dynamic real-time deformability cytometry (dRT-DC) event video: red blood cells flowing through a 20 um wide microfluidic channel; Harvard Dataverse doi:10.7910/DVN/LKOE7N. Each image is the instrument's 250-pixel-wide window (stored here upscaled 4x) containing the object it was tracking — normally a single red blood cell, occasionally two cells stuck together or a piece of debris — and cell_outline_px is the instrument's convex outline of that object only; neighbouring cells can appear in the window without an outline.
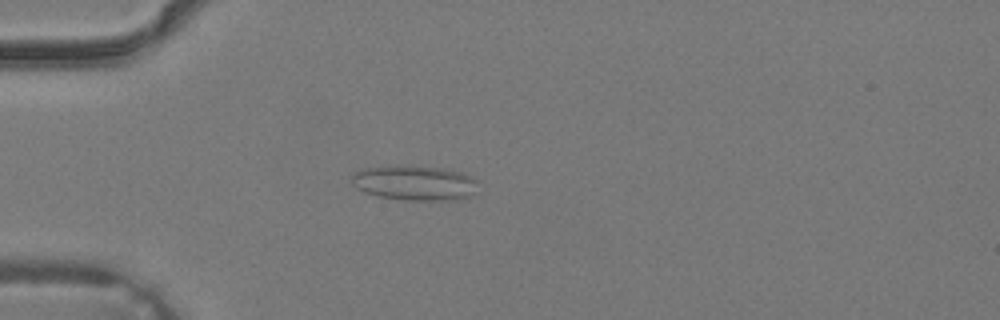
{"species": "common noctule bat (a hibernating species)", "species_latin": "Nyctalus noctula", "temperature_condition": "warm", "stored_images_in_passage": 28, "camera_frame_rate_fps": 3000, "um_per_image_px": 0.085, "animal": {"sex": "male", "body_mass_g": 19.2, "forearm_length_mm": 51.8}, "frame": {"image": 1, "passage_image": 1, "time_ms": 0.0, "image_size_px": [1000, 320], "cell_outline_px": [[476, 192], [460, 200], [404, 200], [376, 196], [364, 192], [356, 188], [352, 180], [352, 176], [356, 172], [364, 168], [440, 168], [460, 172], [472, 176], [476, 180]], "centroid_in_image_um": [35.29, 15.6], "position_along_channel_um": 49.7, "area_um2": 24.85}}
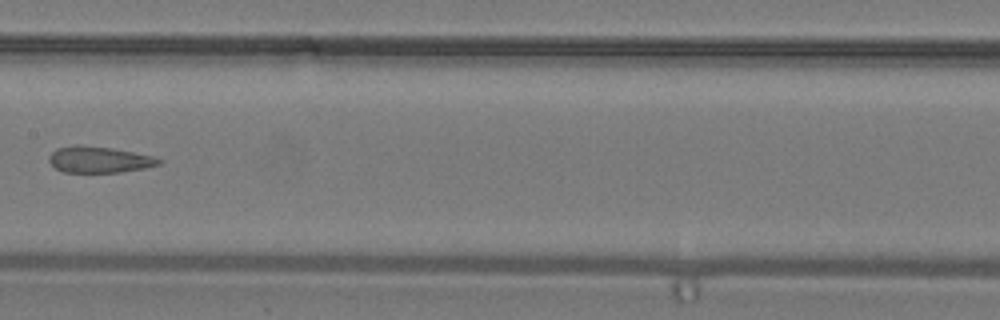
{"frame": {"image": 2, "passage_image": 10, "time_ms": 3.0, "image_size_px": [1000, 320], "cell_outline_px": [[164, 160], [160, 164], [144, 168], [120, 172], [64, 172], [56, 168], [48, 160], [48, 156], [56, 148], [76, 144], [80, 144], [112, 148], [156, 156]], "centroid_in_image_um": [8.45, 13.55], "position_along_channel_um": 199.0, "area_um2": 16.99}}
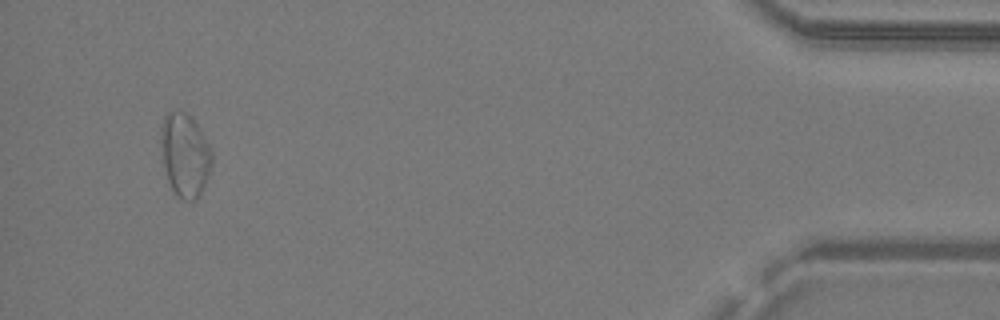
{"frame": {"image": 3, "passage_image": 26, "time_ms": 8.333, "image_size_px": [1000, 320], "cell_outline_px": [[212, 164], [208, 176], [200, 196], [196, 200], [184, 200], [176, 196], [168, 180], [164, 164], [160, 136], [160, 128], [164, 116], [168, 112], [180, 108], [192, 116], [212, 148]], "centroid_in_image_um": [15.73, 13.13], "position_along_channel_um": 419.5, "area_um2": 25.2}}